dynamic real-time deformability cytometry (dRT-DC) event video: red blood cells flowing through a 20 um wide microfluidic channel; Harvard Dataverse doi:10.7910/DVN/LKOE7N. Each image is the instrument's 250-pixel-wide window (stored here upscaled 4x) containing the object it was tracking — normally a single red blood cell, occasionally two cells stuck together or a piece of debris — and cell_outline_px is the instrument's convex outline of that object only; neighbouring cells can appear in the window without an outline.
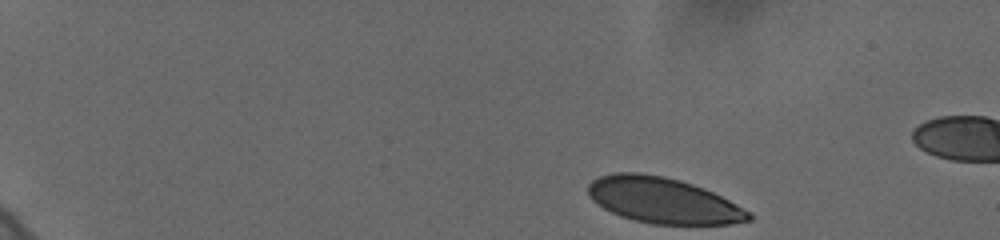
{"species": "human", "species_latin": "Homo sapiens", "temperature_condition": "cold", "stored_images_in_passage": 50, "camera_frame_rate_fps": 3000, "um_per_image_px": 0.085, "donor": {"sex": "female"}, "frame": {"image": 1, "passage_image": 1, "time_ms": 0.0, "image_size_px": [1000, 240], "cell_outline_px": [[752, 220], [732, 224], [652, 224], [620, 216], [604, 208], [592, 200], [588, 196], [588, 184], [592, 180], [600, 176], [616, 172], [640, 172], [664, 176], [680, 180], [704, 188], [752, 212]], "centroid_in_image_um": [56.36, 17.03], "position_along_channel_um": 28.6, "area_um2": 42.83}}
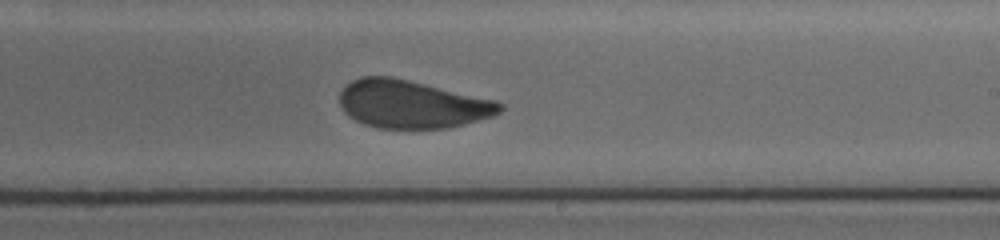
{"frame": {"image": 2, "passage_image": 30, "time_ms": 9.667, "image_size_px": [1000, 240], "cell_outline_px": [[504, 108], [500, 112], [492, 116], [448, 128], [380, 128], [364, 124], [348, 116], [344, 112], [340, 104], [340, 92], [352, 80], [360, 76], [392, 76], [496, 100], [504, 104]], "centroid_in_image_um": [35.01, 8.85], "position_along_channel_um": 254.0, "area_um2": 44.74}}
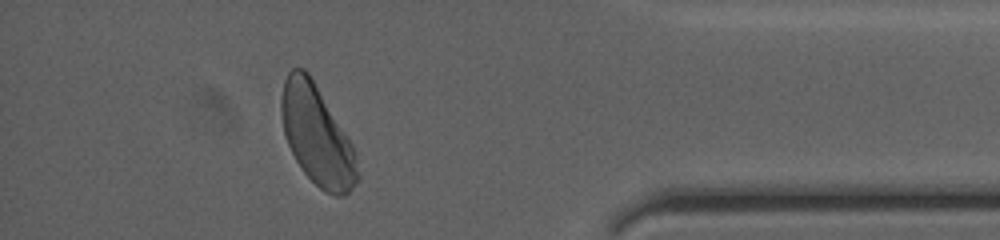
{"frame": {"image": 3, "passage_image": 45, "time_ms": 14.667, "image_size_px": [1000, 240], "cell_outline_px": [[360, 176], [352, 188], [344, 196], [336, 196], [324, 192], [300, 168], [284, 136], [280, 116], [280, 96], [284, 80], [288, 72], [292, 68], [304, 68], [308, 72], [352, 144], [356, 152]], "centroid_in_image_um": [26.92, 11.51], "position_along_channel_um": 408.3, "area_um2": 44.16}, "authors_computed_cell_mechanics": {"area_um2": 45.3152, "velocity_mm_per_s": 3.6036, "shape_relaxation_time_tau1_ms": null, "shape_relaxation_time_tau2_ms": 0.8565, "deformation_change_tau1": null, "deformation_change_tau2": 0.0449}}